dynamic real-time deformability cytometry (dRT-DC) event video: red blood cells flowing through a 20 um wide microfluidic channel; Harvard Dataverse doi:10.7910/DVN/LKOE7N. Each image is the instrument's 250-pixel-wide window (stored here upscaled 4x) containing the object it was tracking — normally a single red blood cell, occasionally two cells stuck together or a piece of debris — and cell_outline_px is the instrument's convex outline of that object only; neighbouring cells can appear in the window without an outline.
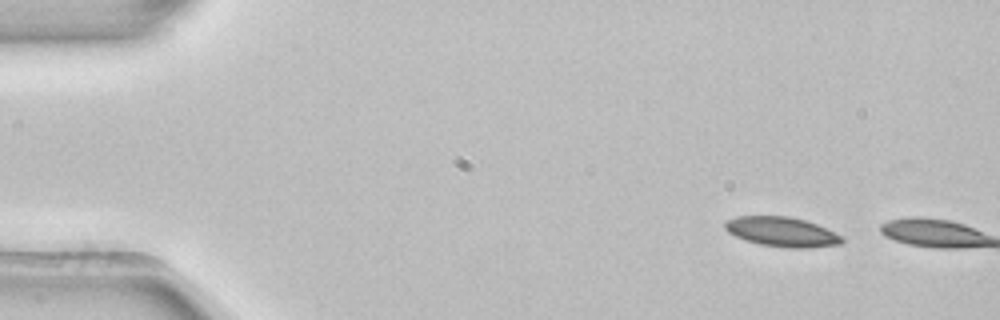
{"species": "common noctule bat (a hibernating species)", "species_latin": "Nyctalus noctula", "temperature_condition": "room temperature", "stored_images_in_passage": 4, "camera_frame_rate_fps": 3000, "um_per_image_px": 0.085, "animal": {"sex": "female", "body_mass_g": 22.7, "forearm_length_mm": 54.2}, "frame": {"image": 1, "passage_image": 1, "time_ms": 0.0, "image_size_px": [1000, 320], "cell_outline_px": [[844, 240], [840, 244], [808, 248], [788, 248], [760, 244], [736, 236], [728, 232], [724, 228], [724, 220], [736, 216], [788, 216], [804, 220], [816, 224], [844, 236]], "centroid_in_image_um": [66.46, 19.7], "position_along_channel_um": 18.5, "area_um2": 20.23}}